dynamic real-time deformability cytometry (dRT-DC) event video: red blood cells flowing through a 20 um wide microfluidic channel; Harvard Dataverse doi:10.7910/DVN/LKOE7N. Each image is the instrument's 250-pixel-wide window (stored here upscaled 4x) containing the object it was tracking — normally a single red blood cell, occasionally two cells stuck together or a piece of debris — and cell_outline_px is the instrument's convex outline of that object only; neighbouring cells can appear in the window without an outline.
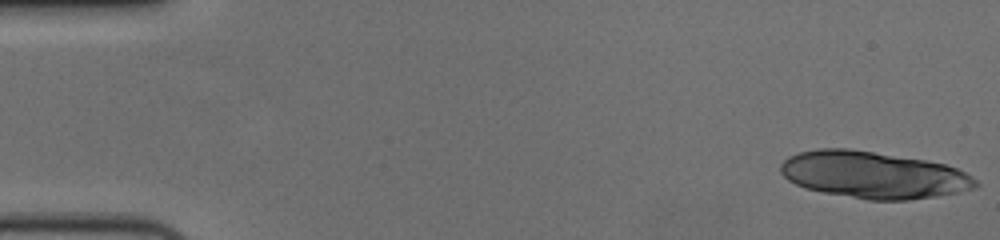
{"species": "human", "species_latin": "Homo sapiens", "temperature_condition": "cold", "stored_images_in_passage": 17, "camera_frame_rate_fps": 3000, "um_per_image_px": 0.085, "donor": {"sex": "female"}, "frame": {"image": 1, "passage_image": 1, "time_ms": 0.0, "image_size_px": [1000, 240], "cell_outline_px": [[980, 184], [976, 188], [960, 192], [936, 196], [908, 200], [868, 200], [824, 192], [804, 188], [788, 180], [780, 172], [780, 164], [788, 156], [800, 152], [820, 148], [848, 148], [924, 160], [944, 164], [956, 168], [972, 176]], "centroid_in_image_um": [74.23, 14.87], "position_along_channel_um": 10.8, "area_um2": 53.18}}